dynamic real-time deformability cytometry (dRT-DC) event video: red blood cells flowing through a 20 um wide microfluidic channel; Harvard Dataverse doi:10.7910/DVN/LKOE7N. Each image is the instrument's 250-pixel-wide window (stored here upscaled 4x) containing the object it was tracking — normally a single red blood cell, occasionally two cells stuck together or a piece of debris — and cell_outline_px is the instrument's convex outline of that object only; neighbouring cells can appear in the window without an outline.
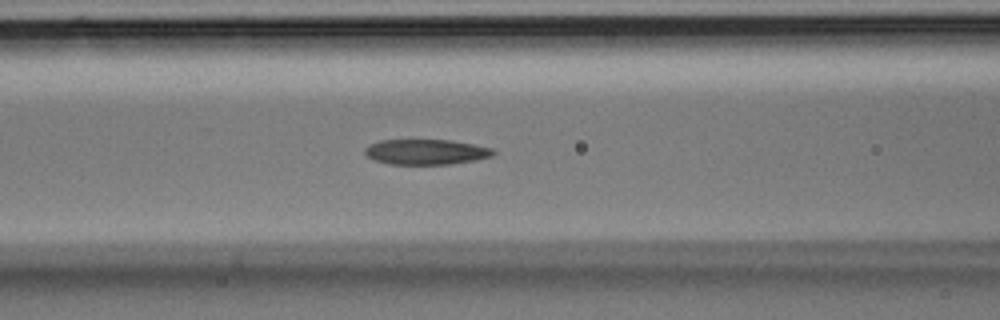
{"species": "Egyptian fruit bat (a non-hibernating species)", "species_latin": "Rousettus aegyptiacus", "temperature_condition": "room temperature", "stored_images_in_passage": 33, "camera_frame_rate_fps": 3000, "um_per_image_px": 0.085, "animal": {"sex": "male"}, "frame": {"image": 1, "passage_image": 11, "time_ms": 3.333, "image_size_px": [1000, 320], "cell_outline_px": [[496, 152], [492, 156], [476, 160], [448, 164], [388, 164], [376, 160], [368, 156], [364, 152], [364, 148], [368, 144], [380, 140], [452, 140], [492, 148]], "centroid_in_image_um": [36.2, 12.91], "position_along_channel_um": 130.4, "area_um2": 18.9}}
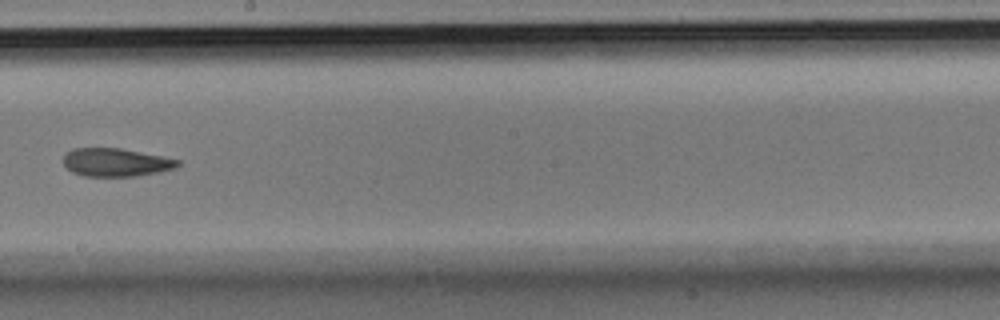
{"frame": {"image": 2, "passage_image": 17, "time_ms": 5.333, "image_size_px": [1000, 320], "cell_outline_px": [[180, 164], [176, 168], [160, 172], [140, 176], [84, 176], [72, 172], [64, 164], [64, 152], [72, 148], [120, 148], [180, 160]], "centroid_in_image_um": [9.84, 13.8], "position_along_channel_um": 238.4, "area_um2": 18.84}}
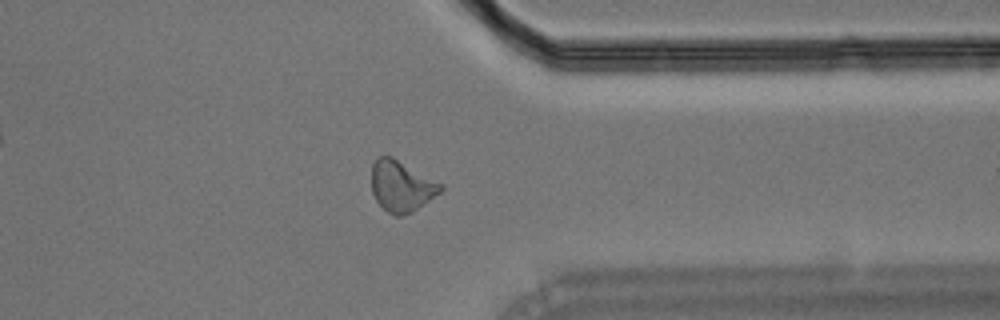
{"frame": {"image": 3, "passage_image": 25, "time_ms": 8.0, "image_size_px": [1000, 320], "cell_outline_px": [[444, 188], [440, 192], [412, 212], [400, 216], [396, 216], [388, 212], [376, 200], [372, 192], [372, 164], [376, 156], [392, 156], [444, 184]], "centroid_in_image_um": [34.12, 15.8], "position_along_channel_um": 377.3, "area_um2": 20.52}}